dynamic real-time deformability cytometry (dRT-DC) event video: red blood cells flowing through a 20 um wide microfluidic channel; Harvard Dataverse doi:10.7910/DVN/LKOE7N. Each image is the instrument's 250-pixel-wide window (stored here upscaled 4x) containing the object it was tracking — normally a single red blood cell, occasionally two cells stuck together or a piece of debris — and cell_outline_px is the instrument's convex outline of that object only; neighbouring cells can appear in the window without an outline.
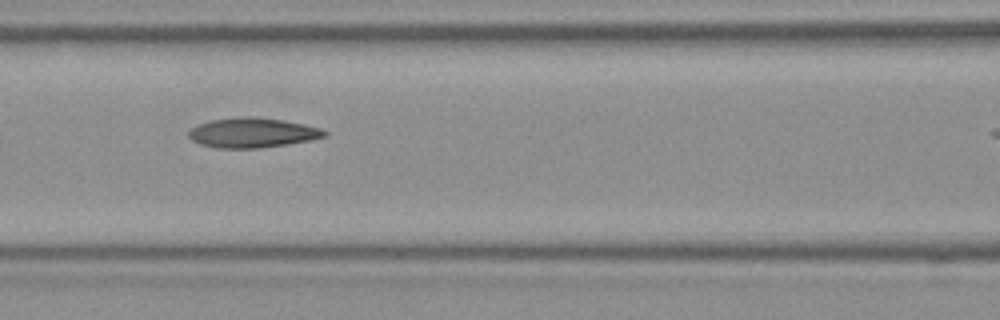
{"species": "Egyptian fruit bat (a non-hibernating species)", "species_latin": "Rousettus aegyptiacus", "temperature_condition": "room temperature", "stored_images_in_passage": 8, "segment_of_instrument_passage": [1, 2], "camera_frame_rate_fps": 3000, "um_per_image_px": 0.085, "frame": {"image": 1, "passage_image": 5, "time_ms": 1.333, "image_size_px": [1000, 320], "cell_outline_px": [[328, 136], [312, 140], [288, 144], [260, 148], [216, 148], [200, 144], [192, 140], [188, 136], [188, 132], [192, 128], [200, 124], [212, 120], [244, 116], [256, 116], [304, 124], [320, 128], [328, 132]], "centroid_in_image_um": [21.49, 11.29], "position_along_channel_um": 145.1, "area_um2": 23.58}}
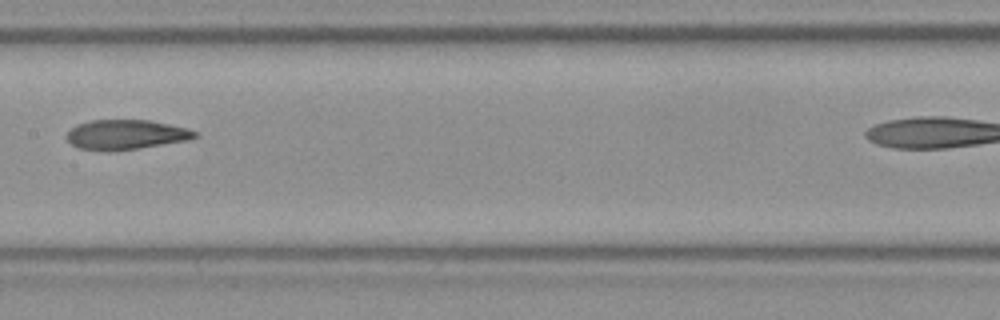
{"frame": {"image": 2, "passage_image": 6, "time_ms": 1.667, "image_size_px": [1000, 320], "cell_outline_px": [[200, 136], [188, 140], [112, 152], [104, 152], [80, 148], [72, 144], [64, 136], [76, 124], [92, 120], [148, 120], [188, 128], [196, 132]], "centroid_in_image_um": [10.68, 11.45], "position_along_channel_um": 196.7, "area_um2": 22.31}}
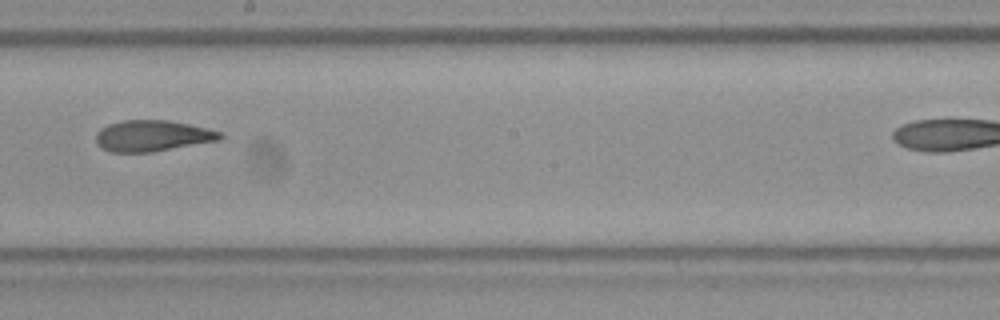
{"frame": {"image": 3, "passage_image": 7, "time_ms": 2.0, "image_size_px": [1000, 320], "cell_outline_px": [[224, 136], [220, 140], [152, 152], [108, 152], [100, 148], [96, 144], [96, 132], [100, 128], [108, 124], [124, 120], [168, 120], [208, 128], [220, 132]], "centroid_in_image_um": [12.92, 11.55], "position_along_channel_um": 235.3, "area_um2": 22.66}}